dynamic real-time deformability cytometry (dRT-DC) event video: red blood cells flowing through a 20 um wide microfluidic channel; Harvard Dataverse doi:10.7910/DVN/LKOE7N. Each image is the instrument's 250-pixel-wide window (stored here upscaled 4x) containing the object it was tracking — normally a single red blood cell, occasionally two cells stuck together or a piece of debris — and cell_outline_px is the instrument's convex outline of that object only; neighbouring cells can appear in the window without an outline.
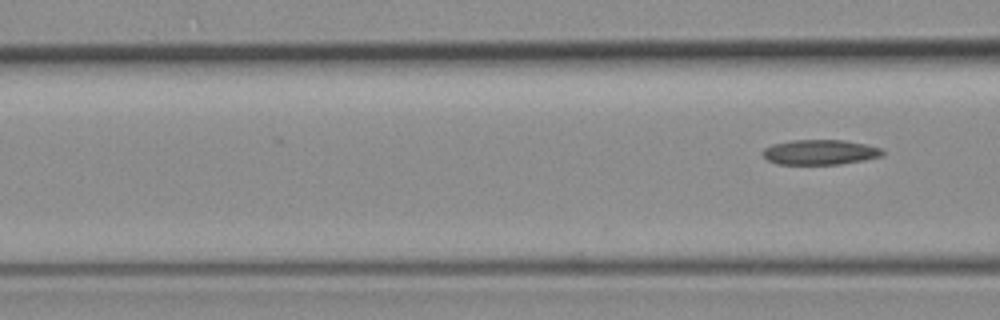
{"species": "common noctule bat (a hibernating species)", "species_latin": "Nyctalus noctula", "temperature_condition": "room temperature", "stored_images_in_passage": 6, "segment_of_instrument_passage": [2, 2], "camera_frame_rate_fps": 3000, "um_per_image_px": 0.085, "animal": {"sex": "female", "body_mass_g": 19.3, "forearm_length_mm": 54.1}, "frame": {"image": 1, "passage_image": 6, "time_ms": 6.667, "image_size_px": [1000, 320], "cell_outline_px": [[884, 152], [880, 156], [864, 160], [840, 164], [776, 164], [768, 160], [760, 152], [764, 148], [772, 144], [792, 140], [844, 140], [864, 144], [880, 148]], "centroid_in_image_um": [69.65, 12.93], "position_along_channel_um": 97.0, "area_um2": 17.4}}